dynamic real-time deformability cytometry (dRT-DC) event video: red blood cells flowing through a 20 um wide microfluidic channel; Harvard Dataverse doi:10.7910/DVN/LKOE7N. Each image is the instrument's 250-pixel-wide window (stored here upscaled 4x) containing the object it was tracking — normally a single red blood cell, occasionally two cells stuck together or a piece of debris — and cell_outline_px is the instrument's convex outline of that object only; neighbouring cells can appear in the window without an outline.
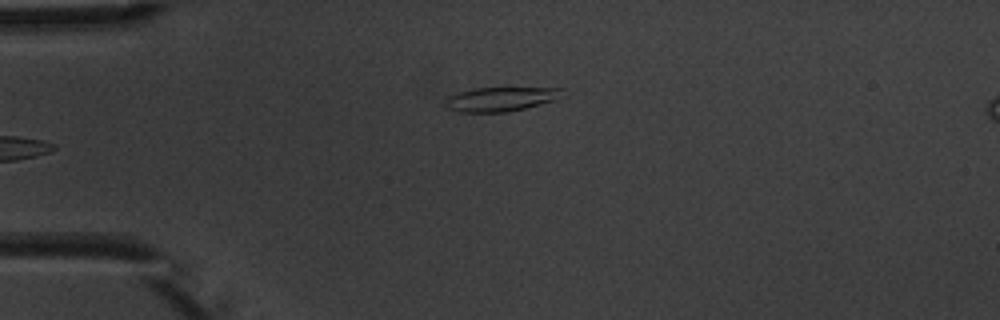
{"species": "common noctule bat (a hibernating species)", "species_latin": "Nyctalus noctula", "temperature_condition": "warm", "stored_images_in_passage": 5, "segment_of_instrument_passage": [2, 2], "camera_frame_rate_fps": 3000, "um_per_image_px": 0.085, "animal": {"sex": "male", "body_mass_g": 20.1, "forearm_length_mm": 53.5}, "frame": {"image": 1, "passage_image": 5, "time_ms": 5.333, "image_size_px": [1000, 320], "cell_outline_px": [[564, 88], [556, 100], [508, 112], [460, 112], [448, 108], [444, 104], [448, 96], [456, 92], [476, 88]], "centroid_in_image_um": [42.51, 8.42], "position_along_channel_um": 42.5, "area_um2": 16.36}}